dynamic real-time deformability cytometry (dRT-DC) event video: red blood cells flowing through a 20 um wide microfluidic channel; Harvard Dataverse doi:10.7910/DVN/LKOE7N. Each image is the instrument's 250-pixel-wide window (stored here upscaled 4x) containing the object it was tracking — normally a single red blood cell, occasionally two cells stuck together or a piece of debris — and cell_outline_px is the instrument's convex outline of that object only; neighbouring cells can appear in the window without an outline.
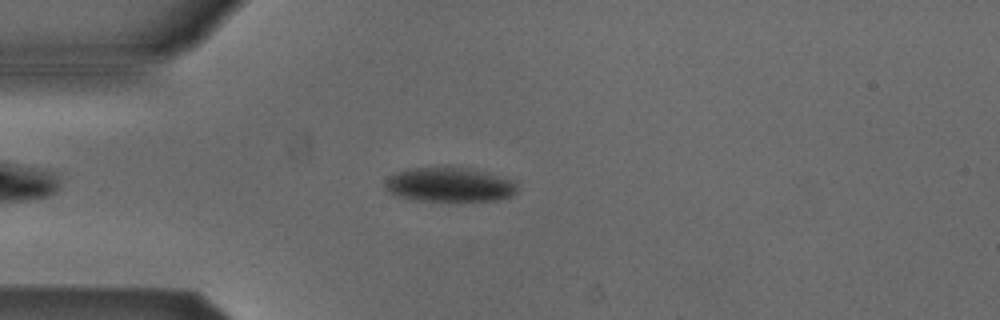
{"species": "Egyptian fruit bat (a non-hibernating species)", "species_latin": "Rousettus aegyptiacus", "temperature_condition": "cold", "stored_images_in_passage": 44, "camera_frame_rate_fps": 3000, "um_per_image_px": 0.085, "animal": {"sex": "male"}, "frame": {"image": 1, "passage_image": 8, "time_ms": 2.333, "image_size_px": [1000, 320], "cell_outline_px": [[520, 188], [516, 192], [508, 196], [496, 200], [420, 200], [400, 196], [388, 192], [384, 188], [384, 180], [388, 176], [396, 172], [408, 168], [444, 164], [468, 168], [488, 172], [512, 180]], "centroid_in_image_um": [38.15, 15.64], "position_along_channel_um": 46.8, "area_um2": 26.99}}
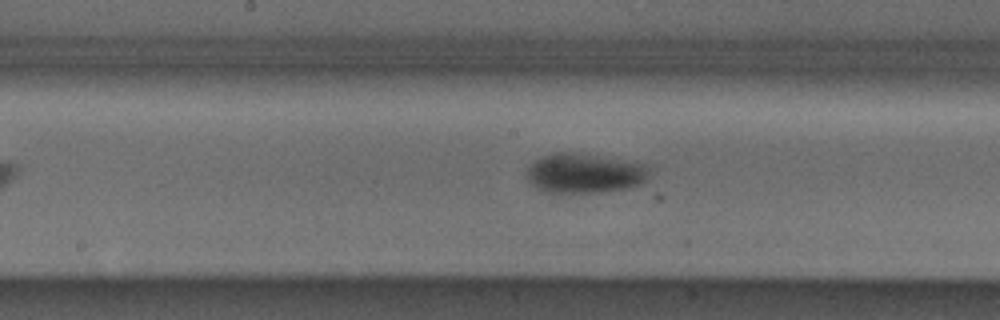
{"frame": {"image": 2, "passage_image": 21, "time_ms": 6.667, "image_size_px": [1000, 320], "cell_outline_px": [[652, 164], [648, 180], [644, 184], [628, 188], [600, 192], [548, 192], [536, 188], [528, 180], [528, 168], [540, 156], [556, 152], [564, 152]], "centroid_in_image_um": [49.78, 14.73], "position_along_channel_um": 198.4, "area_um2": 28.32}}
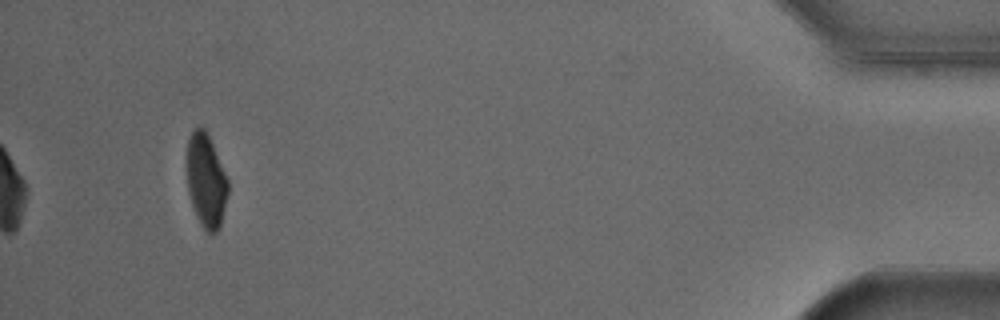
{"frame": {"image": 3, "passage_image": 44, "time_ms": 14.333, "image_size_px": [1000, 320], "cell_outline_px": [[228, 192], [220, 228], [216, 232], [208, 232], [200, 224], [196, 216], [188, 192], [188, 140], [192, 132], [196, 128], [204, 128], [208, 132], [228, 180]], "centroid_in_image_um": [17.54, 15.37], "position_along_channel_um": 417.7, "area_um2": 22.14}, "authors_computed_cell_mechanics": {"area_um2": 27.1371, "velocity_mm_per_s": 3.8565, "shape_relaxation_time_tau1_ms": 7.8394, "shape_relaxation_time_tau2_ms": null, "deformation_change_tau1": 0.1736, "deformation_change_tau2": null}}